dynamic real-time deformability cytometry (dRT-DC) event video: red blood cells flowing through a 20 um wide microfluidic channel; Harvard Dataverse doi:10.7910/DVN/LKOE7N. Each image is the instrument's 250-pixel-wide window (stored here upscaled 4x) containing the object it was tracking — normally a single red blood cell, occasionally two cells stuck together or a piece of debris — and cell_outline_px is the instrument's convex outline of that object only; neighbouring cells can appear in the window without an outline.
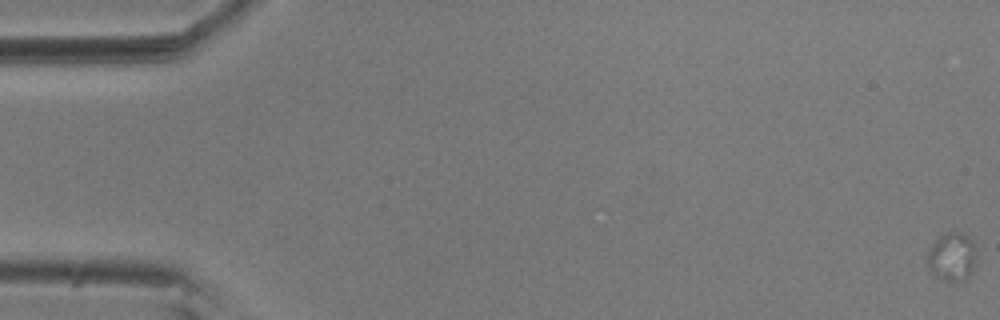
{"species": "common noctule bat (a hibernating species)", "species_latin": "Nyctalus noctula", "temperature_condition": "room temperature", "stored_images_in_passage": 19, "camera_frame_rate_fps": 3000, "um_per_image_px": 0.085, "animal": {"sex": "male", "body_mass_g": 20.5, "forearm_length_mm": 52.5}, "frame": {"image": 1, "passage_image": 1, "time_ms": 0.0, "image_size_px": [1000, 320], "cell_outline_px": [[976, 264], [972, 272], [964, 280], [940, 280], [932, 272], [928, 264], [928, 248], [940, 236], [948, 232], [960, 232], [972, 240], [976, 252]], "centroid_in_image_um": [80.94, 21.82], "position_along_channel_um": 4.1, "area_um2": 13.76}}
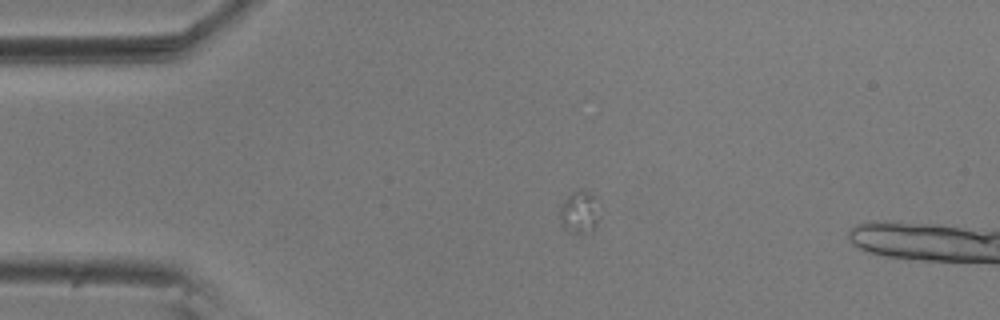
{"frame": {"image": 2, "passage_image": 14, "time_ms": 4.333, "image_size_px": [1000, 320], "cell_outline_px": [[600, 216], [592, 232], [584, 236], [568, 232], [564, 228], [560, 220], [560, 204], [572, 192], [580, 188], [584, 188], [592, 196]], "centroid_in_image_um": [49.23, 18.09], "position_along_channel_um": 35.8, "area_um2": 10.06}}